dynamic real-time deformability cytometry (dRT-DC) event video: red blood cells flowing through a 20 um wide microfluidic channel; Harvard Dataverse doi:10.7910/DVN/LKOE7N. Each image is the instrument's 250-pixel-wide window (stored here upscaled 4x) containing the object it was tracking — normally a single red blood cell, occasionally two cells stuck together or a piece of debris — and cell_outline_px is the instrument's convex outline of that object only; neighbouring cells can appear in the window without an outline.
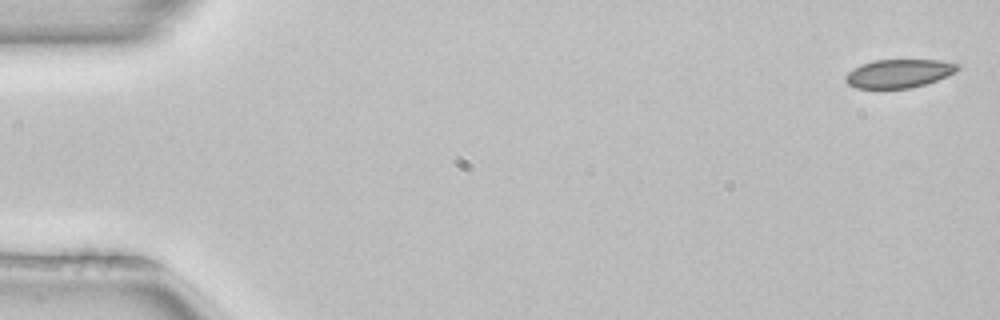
{"species": "common noctule bat (a hibernating species)", "species_latin": "Nyctalus noctula", "temperature_condition": "room temperature", "stored_images_in_passage": 52, "camera_frame_rate_fps": 3000, "um_per_image_px": 0.085, "animal": {"sex": "female", "body_mass_g": 22.7, "forearm_length_mm": 54.2}, "frame": {"image": 1, "passage_image": 2, "time_ms": 0.333, "image_size_px": [1000, 320], "cell_outline_px": [[960, 68], [956, 72], [936, 80], [912, 88], [856, 88], [848, 84], [844, 80], [844, 76], [848, 72], [860, 64], [876, 60], [940, 60], [960, 64]], "centroid_in_image_um": [76.4, 6.24], "position_along_channel_um": 8.6, "area_um2": 18.61}}
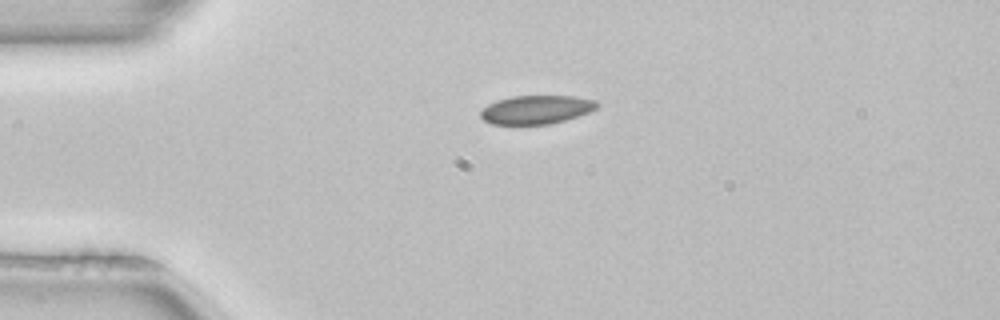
{"frame": {"image": 2, "passage_image": 13, "time_ms": 4.0, "image_size_px": [1000, 320], "cell_outline_px": [[600, 104], [596, 108], [588, 112], [564, 120], [548, 124], [492, 124], [484, 120], [480, 116], [480, 112], [488, 104], [496, 100], [512, 96], [572, 96], [596, 100]], "centroid_in_image_um": [45.57, 9.31], "position_along_channel_um": 39.4, "area_um2": 19.25}}
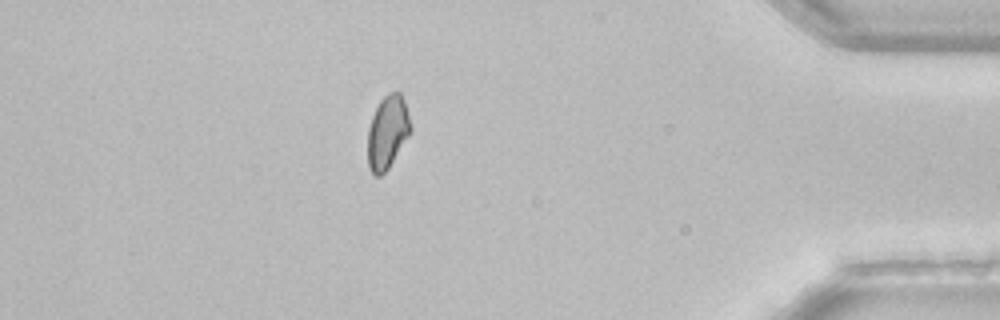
{"frame": {"image": 3, "passage_image": 46, "time_ms": 15.0, "image_size_px": [1000, 320], "cell_outline_px": [[412, 128], [408, 136], [388, 168], [380, 176], [376, 176], [368, 168], [368, 128], [372, 116], [380, 100], [388, 92], [400, 92], [404, 100], [412, 124]], "centroid_in_image_um": [32.94, 11.21], "position_along_channel_um": 402.3, "area_um2": 18.21}, "authors_computed_cell_mechanics": {"area_um2": 19.363, "velocity_mm_per_s": 3.9649, "shape_relaxation_time_tau1_ms": null, "shape_relaxation_time_tau2_ms": 8.3289, "deformation_change_tau1": null, "deformation_change_tau2": 0.1108}}